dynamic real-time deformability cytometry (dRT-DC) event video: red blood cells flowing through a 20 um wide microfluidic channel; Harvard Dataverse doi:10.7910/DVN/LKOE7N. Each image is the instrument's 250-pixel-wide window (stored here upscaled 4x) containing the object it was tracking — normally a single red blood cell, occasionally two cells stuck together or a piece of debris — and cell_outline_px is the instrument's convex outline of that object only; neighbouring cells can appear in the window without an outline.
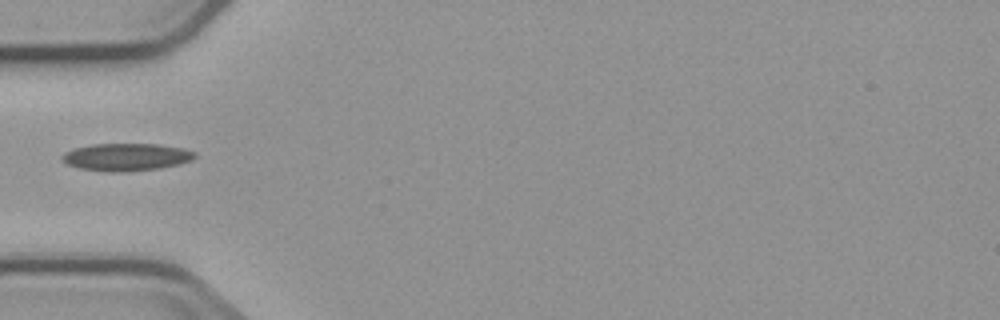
{"species": "common noctule bat (a hibernating species)", "species_latin": "Nyctalus noctula", "temperature_condition": "cold", "stored_images_in_passage": 1, "camera_frame_rate_fps": 3000, "um_per_image_px": 0.085, "animal": {"sex": "male", "body_mass_g": 23.1, "forearm_length_mm": 52.7}, "frame": {"image": 1, "passage_image": 1, "time_ms": 0.0, "image_size_px": [1000, 320], "cell_outline_px": [[196, 156], [192, 160], [160, 168], [120, 172], [112, 172], [80, 168], [68, 164], [60, 160], [60, 156], [64, 152], [76, 148], [92, 144], [156, 144], [184, 148], [196, 152]], "centroid_in_image_um": [10.72, 13.34], "position_along_channel_um": 74.3, "area_um2": 21.15}}